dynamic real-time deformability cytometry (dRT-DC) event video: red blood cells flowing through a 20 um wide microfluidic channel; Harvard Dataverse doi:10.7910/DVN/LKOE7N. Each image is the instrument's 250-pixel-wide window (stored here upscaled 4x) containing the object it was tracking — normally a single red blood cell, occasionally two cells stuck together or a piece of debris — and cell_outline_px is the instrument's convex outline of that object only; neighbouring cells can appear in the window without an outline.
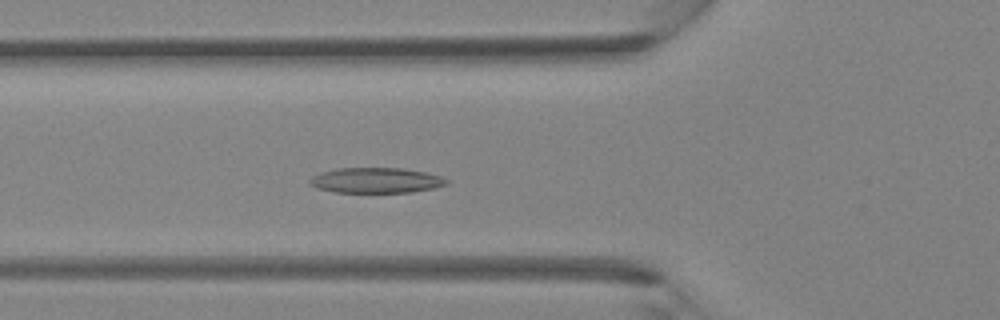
{"species": "Egyptian fruit bat (a non-hibernating species)", "species_latin": "Rousettus aegyptiacus", "temperature_condition": "room temperature", "stored_images_in_passage": 40, "camera_frame_rate_fps": 3000, "um_per_image_px": 0.085, "animal": {"sex": "female"}, "frame": {"image": 1, "passage_image": 13, "time_ms": 4.0, "image_size_px": [1000, 320], "cell_outline_px": [[448, 184], [432, 188], [412, 192], [336, 192], [316, 188], [308, 184], [308, 180], [312, 176], [320, 172], [336, 168], [400, 168], [424, 172], [440, 176], [448, 180]], "centroid_in_image_um": [31.9, 15.33], "position_along_channel_um": 93.9, "area_um2": 20.17}}
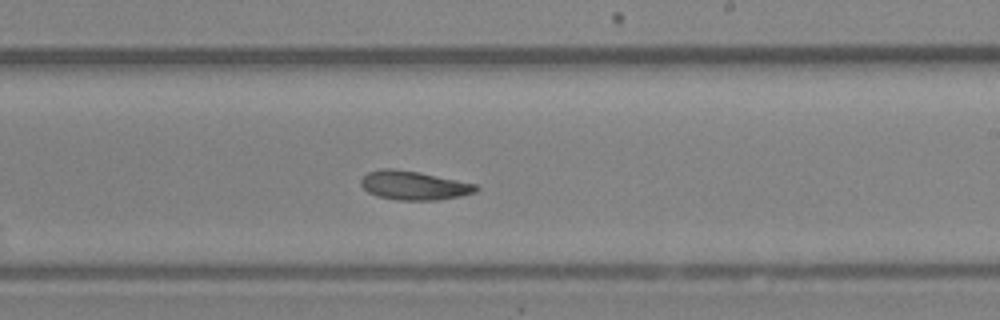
{"frame": {"image": 2, "passage_image": 23, "time_ms": 7.333, "image_size_px": [1000, 320], "cell_outline_px": [[480, 188], [476, 192], [460, 196], [436, 200], [396, 200], [376, 196], [368, 192], [360, 184], [360, 180], [368, 172], [380, 168], [392, 168], [420, 172], [476, 184]], "centroid_in_image_um": [35.16, 15.76], "position_along_channel_um": 253.8, "area_um2": 19.48}}
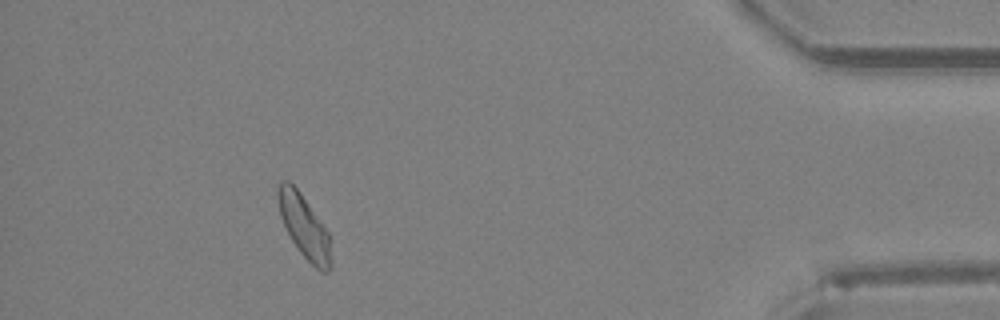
{"frame": {"image": 3, "passage_image": 36, "time_ms": 11.667, "image_size_px": [1000, 320], "cell_outline_px": [[332, 268], [328, 272], [320, 272], [300, 252], [292, 240], [280, 216], [276, 196], [276, 192], [280, 180], [288, 180], [300, 192], [328, 232], [332, 264]], "centroid_in_image_um": [25.85, 19.25], "position_along_channel_um": 409.4, "area_um2": 19.36}}